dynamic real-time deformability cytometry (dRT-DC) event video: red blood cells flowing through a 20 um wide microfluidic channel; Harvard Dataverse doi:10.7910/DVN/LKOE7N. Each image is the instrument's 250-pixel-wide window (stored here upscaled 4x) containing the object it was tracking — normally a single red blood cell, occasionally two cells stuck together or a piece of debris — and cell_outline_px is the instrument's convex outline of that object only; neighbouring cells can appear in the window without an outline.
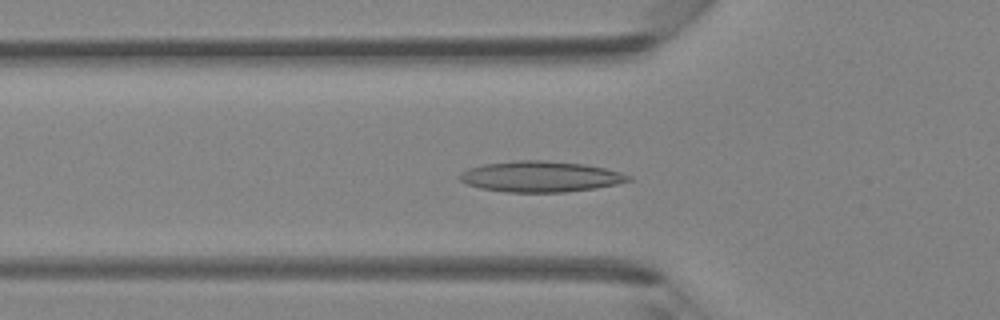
{"species": "Egyptian fruit bat (a non-hibernating species)", "species_latin": "Rousettus aegyptiacus", "temperature_condition": "room temperature", "stored_images_in_passage": 42, "camera_frame_rate_fps": 3000, "um_per_image_px": 0.085, "animal": {"sex": "female"}, "frame": {"image": 1, "passage_image": 14, "time_ms": 4.333, "image_size_px": [1000, 320], "cell_outline_px": [[632, 180], [616, 184], [596, 188], [564, 192], [508, 192], [480, 188], [464, 184], [456, 176], [460, 172], [468, 168], [484, 164], [520, 160], [544, 160], [584, 164], [604, 168], [620, 172], [632, 176]], "centroid_in_image_um": [45.9, 15.01], "position_along_channel_um": 79.9, "area_um2": 30.4}}
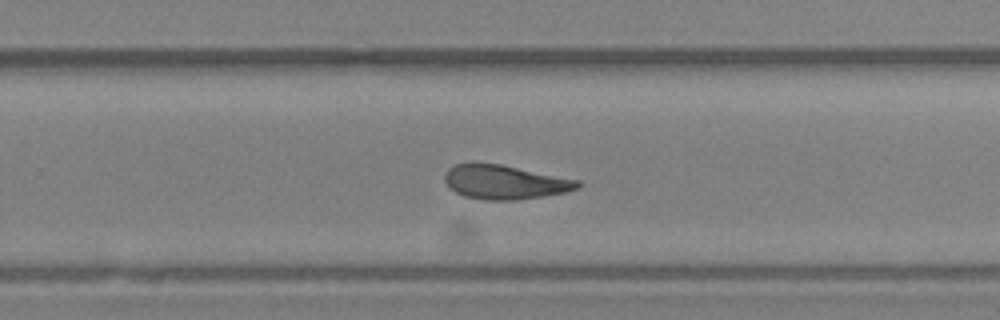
{"frame": {"image": 2, "passage_image": 27, "time_ms": 8.667, "image_size_px": [1000, 320], "cell_outline_px": [[580, 188], [564, 192], [516, 200], [484, 200], [464, 196], [448, 188], [444, 180], [444, 176], [448, 168], [456, 164], [472, 160], [476, 160], [500, 164], [580, 180]], "centroid_in_image_um": [42.83, 15.44], "position_along_channel_um": 287.0, "area_um2": 26.88}}
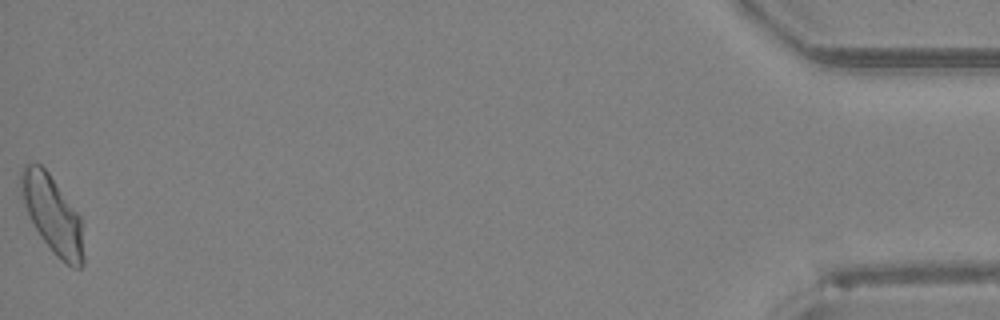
{"frame": {"image": 3, "passage_image": 42, "time_ms": 13.667, "image_size_px": [1000, 320], "cell_outline_px": [[84, 264], [80, 268], [72, 268], [60, 260], [52, 252], [40, 236], [24, 204], [20, 192], [20, 172], [24, 164], [40, 164], [48, 172], [80, 216], [84, 256]], "centroid_in_image_um": [4.46, 18.26], "position_along_channel_um": 430.7, "area_um2": 27.98}}